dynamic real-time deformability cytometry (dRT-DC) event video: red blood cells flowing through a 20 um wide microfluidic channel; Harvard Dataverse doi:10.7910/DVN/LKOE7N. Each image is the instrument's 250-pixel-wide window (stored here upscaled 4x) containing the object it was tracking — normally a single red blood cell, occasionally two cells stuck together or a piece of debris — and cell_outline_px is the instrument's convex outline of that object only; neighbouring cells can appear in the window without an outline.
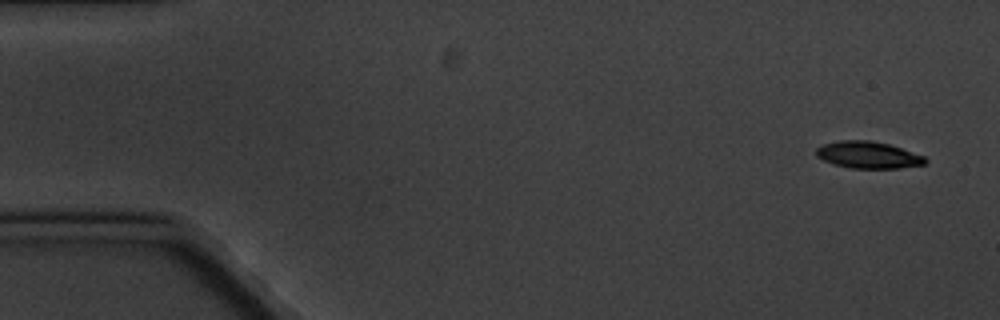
{"species": "common noctule bat (a hibernating species)", "species_latin": "Nyctalus noctula", "temperature_condition": "cold", "stored_images_in_passage": 11, "camera_frame_rate_fps": 3000, "um_per_image_px": 0.085, "animal": {"sex": "male", "body_mass_g": 20.1, "forearm_length_mm": 53.5}, "frame": {"image": 1, "passage_image": 1, "time_ms": 0.0, "image_size_px": [1000, 320], "cell_outline_px": [[928, 160], [924, 164], [900, 168], [852, 168], [832, 164], [816, 156], [816, 148], [820, 144], [840, 140], [872, 140], [888, 144], [924, 156]], "centroid_in_image_um": [73.75, 13.16], "position_along_channel_um": 11.3, "area_um2": 17.11}}
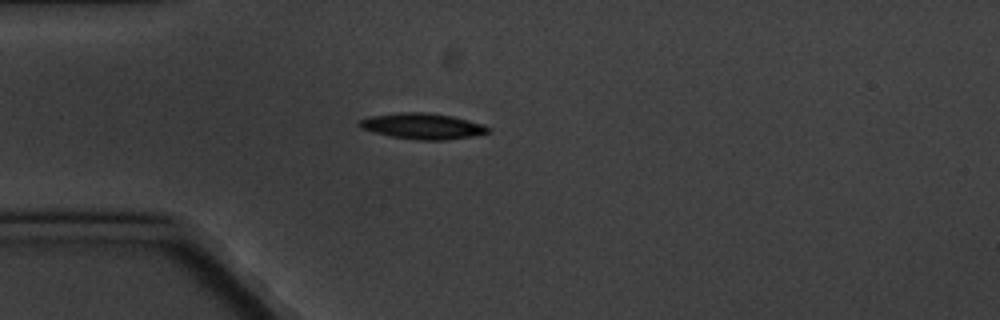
{"frame": {"image": 2, "passage_image": 4, "time_ms": 4.333, "image_size_px": [1000, 320], "cell_outline_px": [[492, 128], [488, 132], [472, 136], [444, 140], [416, 140], [392, 136], [360, 128], [356, 124], [360, 120], [372, 116], [400, 112], [424, 112], [452, 116], [484, 124]], "centroid_in_image_um": [35.93, 10.72], "position_along_channel_um": 49.1, "area_um2": 19.25}}